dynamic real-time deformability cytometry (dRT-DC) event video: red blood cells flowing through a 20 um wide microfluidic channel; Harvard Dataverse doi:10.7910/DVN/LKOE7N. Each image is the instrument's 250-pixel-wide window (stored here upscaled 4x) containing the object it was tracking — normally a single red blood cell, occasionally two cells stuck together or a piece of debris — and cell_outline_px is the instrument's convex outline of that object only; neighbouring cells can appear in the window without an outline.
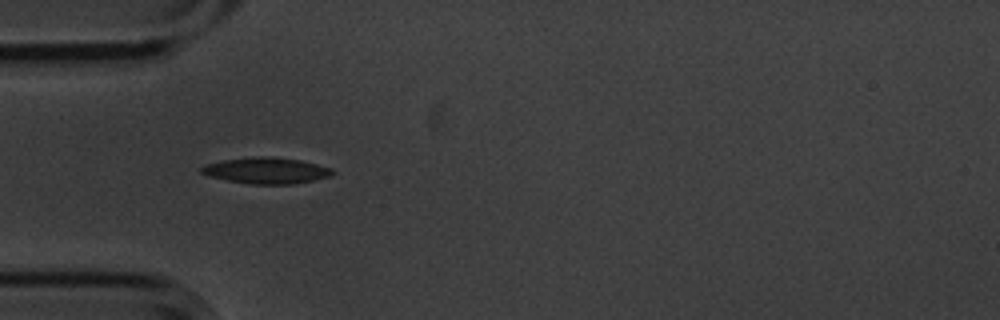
{"species": "common noctule bat (a hibernating species)", "species_latin": "Nyctalus noctula", "temperature_condition": "cold", "stored_images_in_passage": 3, "camera_frame_rate_fps": 3000, "um_per_image_px": 0.085, "animal": {"sex": "male", "body_mass_g": 20.1, "forearm_length_mm": 53.5}, "frame": {"image": 1, "passage_image": 2, "time_ms": 0.333, "image_size_px": [1000, 320], "cell_outline_px": [[336, 172], [328, 176], [312, 180], [292, 184], [252, 184], [228, 180], [212, 176], [200, 172], [200, 168], [208, 164], [224, 160], [252, 156], [272, 156], [300, 160], [332, 168]], "centroid_in_image_um": [22.66, 14.48], "position_along_channel_um": 62.3, "area_um2": 19.71}}
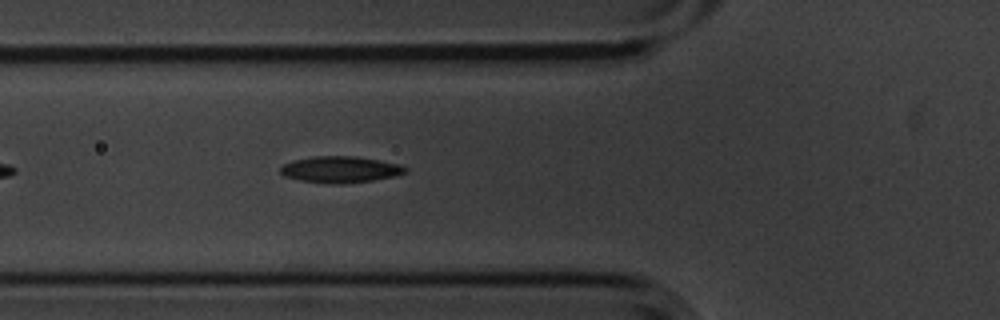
{"frame": {"image": 2, "passage_image": 3, "time_ms": 0.667, "image_size_px": [1000, 320], "cell_outline_px": [[408, 172], [392, 176], [372, 180], [340, 184], [336, 184], [300, 180], [284, 176], [280, 172], [280, 168], [284, 164], [292, 160], [312, 156], [356, 156], [380, 160], [400, 164], [408, 168]], "centroid_in_image_um": [28.93, 14.39], "position_along_channel_um": 96.9, "area_um2": 19.19}}